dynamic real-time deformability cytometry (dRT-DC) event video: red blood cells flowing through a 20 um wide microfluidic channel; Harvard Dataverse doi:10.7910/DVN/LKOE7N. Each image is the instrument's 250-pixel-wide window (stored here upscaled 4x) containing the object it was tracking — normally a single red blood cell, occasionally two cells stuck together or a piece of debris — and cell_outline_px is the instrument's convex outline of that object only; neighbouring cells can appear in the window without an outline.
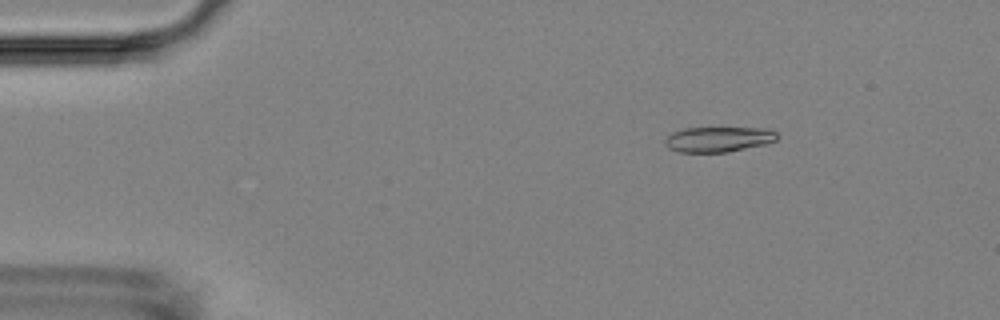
{"species": "Egyptian fruit bat (a non-hibernating species)", "species_latin": "Rousettus aegyptiacus", "temperature_condition": "room temperature", "stored_images_in_passage": 53, "camera_frame_rate_fps": 3000, "um_per_image_px": 0.085, "animal": {"sex": "female"}, "frame": {"image": 1, "passage_image": 6, "time_ms": 1.667, "image_size_px": [1000, 320], "cell_outline_px": [[776, 140], [764, 144], [728, 152], [680, 152], [668, 148], [664, 144], [664, 140], [672, 132], [684, 128], [764, 128], [776, 132]], "centroid_in_image_um": [61.01, 11.84], "position_along_channel_um": 24.0, "area_um2": 16.36}}
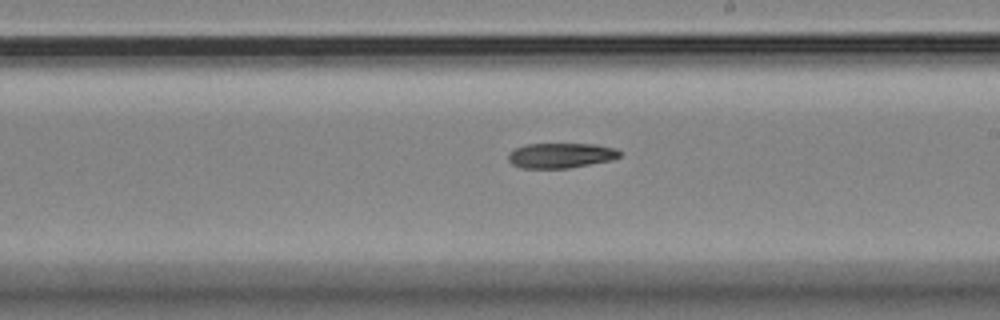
{"frame": {"image": 2, "passage_image": 30, "time_ms": 9.667, "image_size_px": [1000, 320], "cell_outline_px": [[620, 156], [612, 160], [568, 168], [520, 168], [512, 164], [508, 160], [508, 152], [516, 148], [528, 144], [596, 144], [616, 148], [620, 152]], "centroid_in_image_um": [47.66, 13.21], "position_along_channel_um": 241.3, "area_um2": 16.3}}
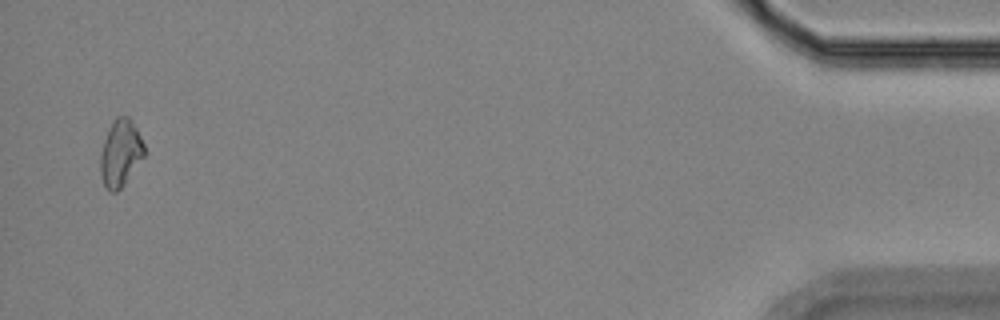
{"frame": {"image": 3, "passage_image": 52, "time_ms": 17.0, "image_size_px": [1000, 320], "cell_outline_px": [[144, 156], [124, 184], [116, 192], [108, 192], [100, 176], [100, 152], [104, 140], [112, 120], [116, 116], [128, 116], [136, 128], [144, 144]], "centroid_in_image_um": [10.21, 13.02], "position_along_channel_um": 425.0, "area_um2": 17.05}}